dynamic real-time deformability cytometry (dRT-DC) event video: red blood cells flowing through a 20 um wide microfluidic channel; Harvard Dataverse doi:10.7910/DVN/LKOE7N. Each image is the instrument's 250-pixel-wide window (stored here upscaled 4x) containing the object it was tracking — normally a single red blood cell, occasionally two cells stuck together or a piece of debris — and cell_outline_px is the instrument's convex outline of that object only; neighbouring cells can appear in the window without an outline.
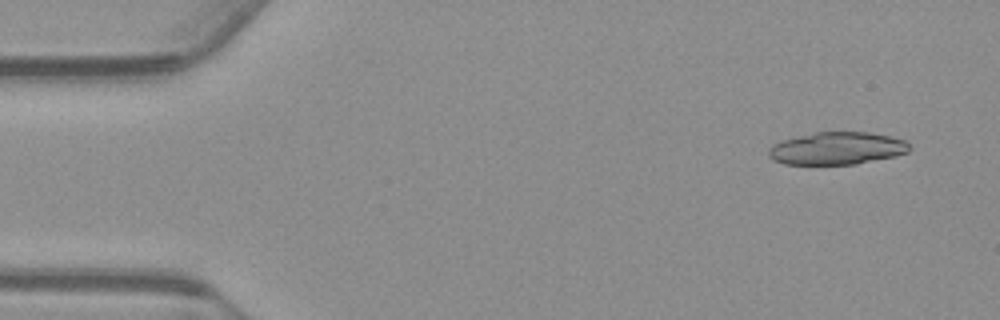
{"species": "common noctule bat (a hibernating species)", "species_latin": "Nyctalus noctula", "temperature_condition": "warm", "stored_images_in_passage": 19, "camera_frame_rate_fps": 3000, "um_per_image_px": 0.085, "animal": {"sex": "male", "body_mass_g": 23.1, "forearm_length_mm": 52.7}, "frame": {"image": 1, "passage_image": 4, "time_ms": 1.0, "image_size_px": [1000, 320], "cell_outline_px": [[912, 148], [908, 152], [896, 156], [856, 164], [784, 164], [772, 160], [768, 156], [768, 148], [772, 144], [784, 140], [816, 132], [868, 132], [888, 136], [904, 140]], "centroid_in_image_um": [71.14, 12.62], "position_along_channel_um": 13.9, "area_um2": 26.65}}